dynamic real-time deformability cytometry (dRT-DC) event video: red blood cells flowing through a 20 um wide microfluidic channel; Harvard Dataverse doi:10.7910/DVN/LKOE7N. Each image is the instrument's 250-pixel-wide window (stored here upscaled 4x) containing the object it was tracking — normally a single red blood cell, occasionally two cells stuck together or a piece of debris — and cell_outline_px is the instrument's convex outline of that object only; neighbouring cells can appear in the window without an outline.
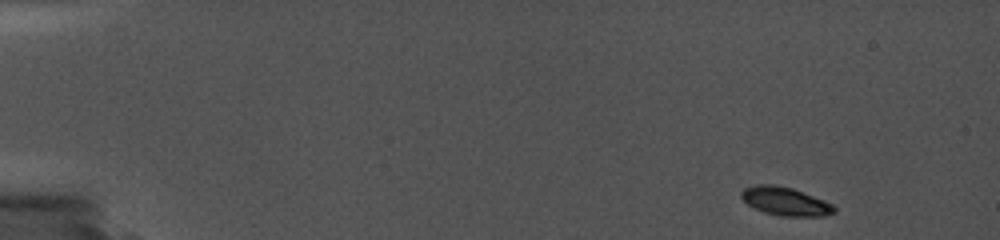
{"species": "common noctule bat (a hibernating species)", "species_latin": "Nyctalus noctula", "temperature_condition": "cold", "stored_images_in_passage": 70, "camera_frame_rate_fps": 5000, "um_per_image_px": 0.085, "animal": {"sex": "female", "body_mass_g": 19.0, "forearm_length_mm": 56.7}, "frame": {"image": 1, "passage_image": 1, "time_ms": 0.0, "image_size_px": [1000, 240], "cell_outline_px": [[836, 212], [824, 216], [780, 216], [764, 212], [748, 204], [740, 196], [740, 192], [744, 188], [756, 184], [776, 184], [792, 188], [824, 200], [832, 204], [836, 208]], "centroid_in_image_um": [66.75, 17.1], "position_along_channel_um": 18.2, "area_um2": 15.37}}
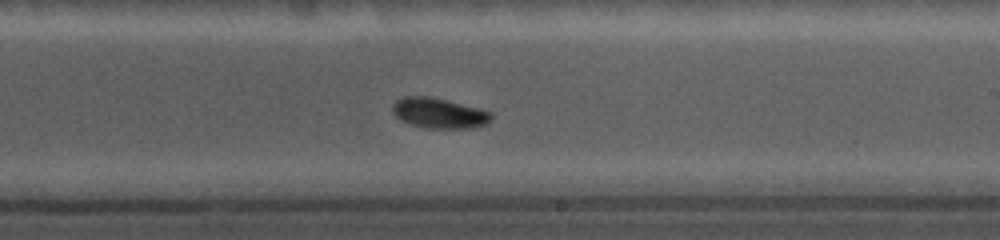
{"frame": {"image": 2, "passage_image": 47, "time_ms": 10.0, "image_size_px": [1000, 240], "cell_outline_px": [[492, 116], [484, 124], [472, 128], [424, 128], [408, 124], [400, 120], [392, 112], [392, 104], [396, 100], [404, 96], [432, 96], [480, 108], [492, 112]], "centroid_in_image_um": [37.27, 9.6], "position_along_channel_um": 251.7, "area_um2": 17.63}}
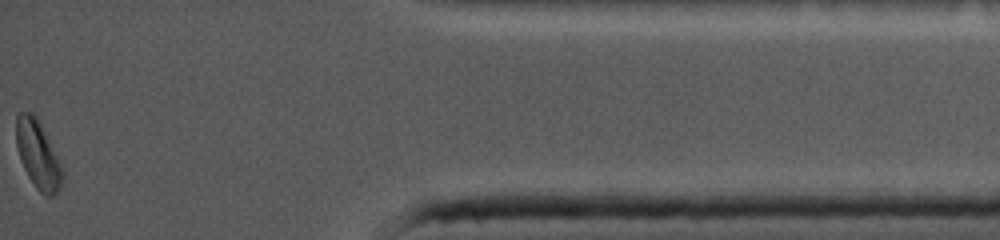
{"frame": {"image": 3, "passage_image": 69, "time_ms": 15.8, "image_size_px": [1000, 240], "cell_outline_px": [[64, 180], [60, 188], [52, 196], [44, 196], [36, 188], [28, 176], [20, 160], [16, 144], [16, 116], [20, 112], [32, 112], [40, 120], [64, 168]], "centroid_in_image_um": [3.26, 13.14], "position_along_channel_um": 431.9, "area_um2": 18.79}}